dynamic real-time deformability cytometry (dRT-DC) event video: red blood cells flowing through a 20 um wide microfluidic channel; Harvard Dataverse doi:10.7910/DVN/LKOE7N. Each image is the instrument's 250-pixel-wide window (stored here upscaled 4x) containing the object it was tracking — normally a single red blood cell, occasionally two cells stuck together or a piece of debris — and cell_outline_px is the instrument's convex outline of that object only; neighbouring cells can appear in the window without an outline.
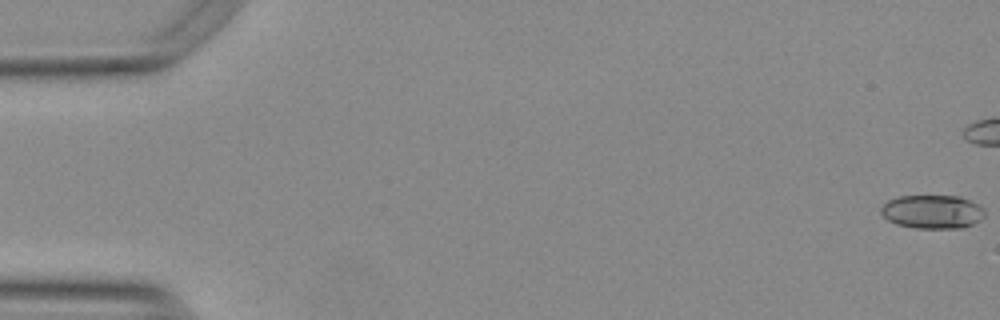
{"species": "Egyptian fruit bat (a non-hibernating species)", "species_latin": "Rousettus aegyptiacus", "temperature_condition": "warm", "stored_images_in_passage": 44, "camera_frame_rate_fps": 3000, "um_per_image_px": 0.085, "animal": {"sex": "female"}, "frame": {"image": 1, "passage_image": 1, "time_ms": 0.0, "image_size_px": [1000, 320], "cell_outline_px": [[984, 216], [980, 220], [964, 228], [916, 228], [896, 224], [888, 220], [880, 212], [880, 208], [888, 200], [900, 196], [960, 196], [984, 208]], "centroid_in_image_um": [79.24, 18.0], "position_along_channel_um": 5.8, "area_um2": 20.29}}
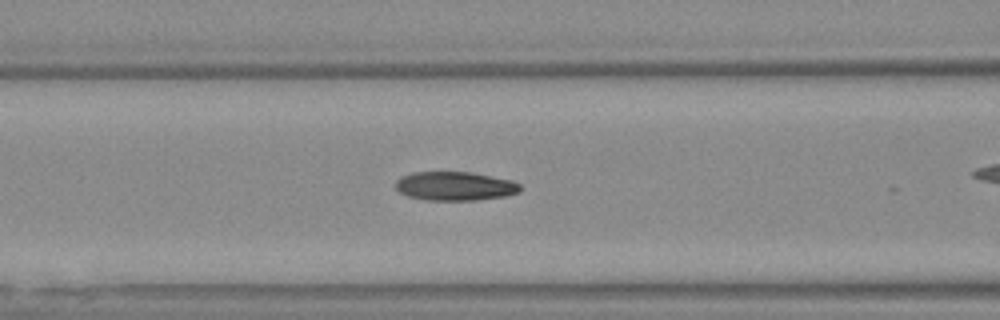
{"frame": {"image": 2, "passage_image": 23, "time_ms": 7.333, "image_size_px": [1000, 320], "cell_outline_px": [[520, 192], [504, 196], [476, 200], [424, 200], [408, 196], [400, 192], [396, 188], [396, 180], [400, 176], [412, 172], [472, 172], [512, 180], [520, 184]], "centroid_in_image_um": [38.66, 15.81], "position_along_channel_um": 127.9, "area_um2": 21.04}}
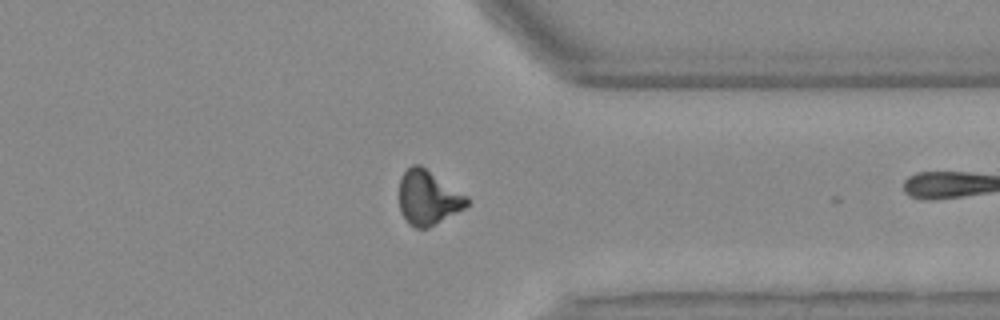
{"frame": {"image": 3, "passage_image": 43, "time_ms": 14.0, "image_size_px": [1000, 320], "cell_outline_px": [[468, 204], [464, 208], [428, 228], [416, 228], [408, 224], [400, 212], [400, 180], [404, 172], [412, 164], [420, 164], [468, 196]], "centroid_in_image_um": [36.38, 16.8], "position_along_channel_um": 375.0, "area_um2": 21.39}}